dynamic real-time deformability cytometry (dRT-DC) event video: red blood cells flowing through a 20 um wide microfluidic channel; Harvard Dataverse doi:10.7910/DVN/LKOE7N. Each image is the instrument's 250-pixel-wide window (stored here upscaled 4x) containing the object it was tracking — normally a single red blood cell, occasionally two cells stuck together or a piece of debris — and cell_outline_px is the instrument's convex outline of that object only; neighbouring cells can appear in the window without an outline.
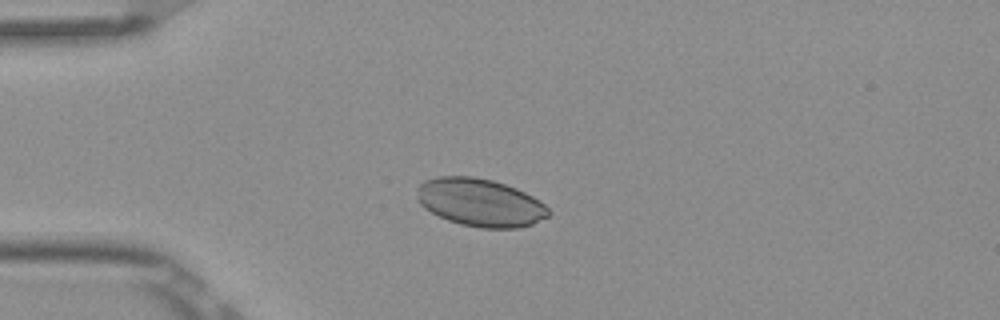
{"species": "Egyptian fruit bat (a non-hibernating species)", "species_latin": "Rousettus aegyptiacus", "temperature_condition": "room temperature", "stored_images_in_passage": 5, "camera_frame_rate_fps": 3000, "um_per_image_px": 0.085, "frame": {"image": 1, "passage_image": 3, "time_ms": 0.667, "image_size_px": [1000, 320], "cell_outline_px": [[552, 212], [548, 216], [532, 224], [516, 228], [480, 228], [460, 224], [448, 220], [424, 208], [416, 200], [416, 188], [424, 180], [440, 176], [472, 176], [492, 180], [516, 188], [532, 196], [544, 204]], "centroid_in_image_um": [40.78, 17.21], "position_along_channel_um": 44.2, "area_um2": 36.76}}
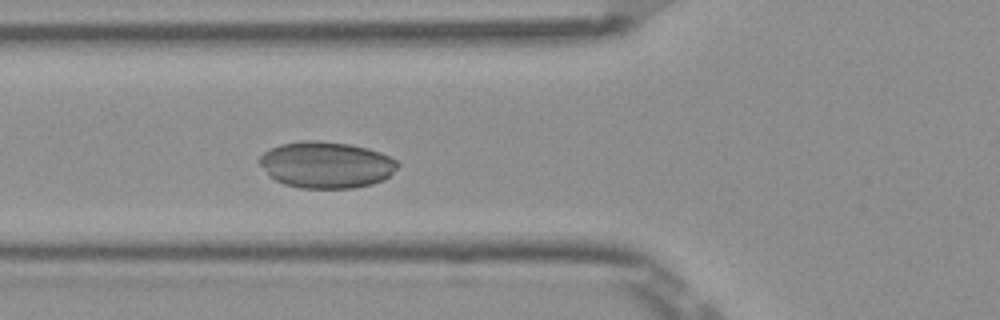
{"frame": {"image": 2, "passage_image": 5, "time_ms": 1.333, "image_size_px": [1000, 320], "cell_outline_px": [[400, 164], [384, 180], [372, 184], [352, 188], [300, 188], [284, 184], [276, 180], [256, 160], [264, 152], [280, 144], [300, 140], [316, 140], [348, 144], [368, 148], [380, 152], [396, 160]], "centroid_in_image_um": [27.73, 14.0], "position_along_channel_um": 98.1, "area_um2": 37.28}}